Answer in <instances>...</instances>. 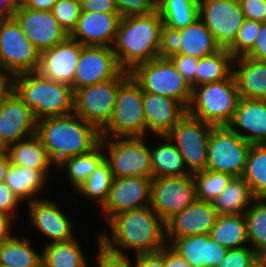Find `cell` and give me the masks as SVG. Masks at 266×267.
Listing matches in <instances>:
<instances>
[{
  "instance_id": "obj_20",
  "label": "cell",
  "mask_w": 266,
  "mask_h": 267,
  "mask_svg": "<svg viewBox=\"0 0 266 267\" xmlns=\"http://www.w3.org/2000/svg\"><path fill=\"white\" fill-rule=\"evenodd\" d=\"M120 19L119 13L82 11L69 37L81 45L112 47Z\"/></svg>"
},
{
  "instance_id": "obj_61",
  "label": "cell",
  "mask_w": 266,
  "mask_h": 267,
  "mask_svg": "<svg viewBox=\"0 0 266 267\" xmlns=\"http://www.w3.org/2000/svg\"><path fill=\"white\" fill-rule=\"evenodd\" d=\"M7 152V148L2 144V142L0 141V154H3Z\"/></svg>"
},
{
  "instance_id": "obj_45",
  "label": "cell",
  "mask_w": 266,
  "mask_h": 267,
  "mask_svg": "<svg viewBox=\"0 0 266 267\" xmlns=\"http://www.w3.org/2000/svg\"><path fill=\"white\" fill-rule=\"evenodd\" d=\"M180 46V29L170 27L163 23L158 57L170 59L175 55H179Z\"/></svg>"
},
{
  "instance_id": "obj_39",
  "label": "cell",
  "mask_w": 266,
  "mask_h": 267,
  "mask_svg": "<svg viewBox=\"0 0 266 267\" xmlns=\"http://www.w3.org/2000/svg\"><path fill=\"white\" fill-rule=\"evenodd\" d=\"M248 243L261 257L266 252V198H256L244 214Z\"/></svg>"
},
{
  "instance_id": "obj_44",
  "label": "cell",
  "mask_w": 266,
  "mask_h": 267,
  "mask_svg": "<svg viewBox=\"0 0 266 267\" xmlns=\"http://www.w3.org/2000/svg\"><path fill=\"white\" fill-rule=\"evenodd\" d=\"M261 257L249 246L228 249L216 267H252Z\"/></svg>"
},
{
  "instance_id": "obj_24",
  "label": "cell",
  "mask_w": 266,
  "mask_h": 267,
  "mask_svg": "<svg viewBox=\"0 0 266 267\" xmlns=\"http://www.w3.org/2000/svg\"><path fill=\"white\" fill-rule=\"evenodd\" d=\"M228 126L250 144H266V100L241 97Z\"/></svg>"
},
{
  "instance_id": "obj_48",
  "label": "cell",
  "mask_w": 266,
  "mask_h": 267,
  "mask_svg": "<svg viewBox=\"0 0 266 267\" xmlns=\"http://www.w3.org/2000/svg\"><path fill=\"white\" fill-rule=\"evenodd\" d=\"M177 68V71L182 74L184 79L195 88V69L197 68L198 58L179 54L170 58Z\"/></svg>"
},
{
  "instance_id": "obj_16",
  "label": "cell",
  "mask_w": 266,
  "mask_h": 267,
  "mask_svg": "<svg viewBox=\"0 0 266 267\" xmlns=\"http://www.w3.org/2000/svg\"><path fill=\"white\" fill-rule=\"evenodd\" d=\"M13 17L26 38L41 52L65 41L69 34L51 11H41L18 5Z\"/></svg>"
},
{
  "instance_id": "obj_49",
  "label": "cell",
  "mask_w": 266,
  "mask_h": 267,
  "mask_svg": "<svg viewBox=\"0 0 266 267\" xmlns=\"http://www.w3.org/2000/svg\"><path fill=\"white\" fill-rule=\"evenodd\" d=\"M245 19L266 22V0H239Z\"/></svg>"
},
{
  "instance_id": "obj_43",
  "label": "cell",
  "mask_w": 266,
  "mask_h": 267,
  "mask_svg": "<svg viewBox=\"0 0 266 267\" xmlns=\"http://www.w3.org/2000/svg\"><path fill=\"white\" fill-rule=\"evenodd\" d=\"M51 12L58 23L70 34L77 25L82 12V4L75 0H57Z\"/></svg>"
},
{
  "instance_id": "obj_60",
  "label": "cell",
  "mask_w": 266,
  "mask_h": 267,
  "mask_svg": "<svg viewBox=\"0 0 266 267\" xmlns=\"http://www.w3.org/2000/svg\"><path fill=\"white\" fill-rule=\"evenodd\" d=\"M252 267H266V263L260 259L256 264H254Z\"/></svg>"
},
{
  "instance_id": "obj_29",
  "label": "cell",
  "mask_w": 266,
  "mask_h": 267,
  "mask_svg": "<svg viewBox=\"0 0 266 267\" xmlns=\"http://www.w3.org/2000/svg\"><path fill=\"white\" fill-rule=\"evenodd\" d=\"M164 142L150 148L152 178L191 175L174 143L166 135H159Z\"/></svg>"
},
{
  "instance_id": "obj_27",
  "label": "cell",
  "mask_w": 266,
  "mask_h": 267,
  "mask_svg": "<svg viewBox=\"0 0 266 267\" xmlns=\"http://www.w3.org/2000/svg\"><path fill=\"white\" fill-rule=\"evenodd\" d=\"M7 153L10 155L11 164L38 170L46 179L50 166L54 165L36 134L11 144Z\"/></svg>"
},
{
  "instance_id": "obj_8",
  "label": "cell",
  "mask_w": 266,
  "mask_h": 267,
  "mask_svg": "<svg viewBox=\"0 0 266 267\" xmlns=\"http://www.w3.org/2000/svg\"><path fill=\"white\" fill-rule=\"evenodd\" d=\"M146 137L100 138V144L108 149L105 160L114 178L145 177L152 179V166ZM108 147V148H107Z\"/></svg>"
},
{
  "instance_id": "obj_66",
  "label": "cell",
  "mask_w": 266,
  "mask_h": 267,
  "mask_svg": "<svg viewBox=\"0 0 266 267\" xmlns=\"http://www.w3.org/2000/svg\"><path fill=\"white\" fill-rule=\"evenodd\" d=\"M5 17L0 13V22L4 19Z\"/></svg>"
},
{
  "instance_id": "obj_36",
  "label": "cell",
  "mask_w": 266,
  "mask_h": 267,
  "mask_svg": "<svg viewBox=\"0 0 266 267\" xmlns=\"http://www.w3.org/2000/svg\"><path fill=\"white\" fill-rule=\"evenodd\" d=\"M103 146L99 143L89 153L70 157L61 162L57 169L67 166V179L75 190L92 174L97 166L105 159Z\"/></svg>"
},
{
  "instance_id": "obj_62",
  "label": "cell",
  "mask_w": 266,
  "mask_h": 267,
  "mask_svg": "<svg viewBox=\"0 0 266 267\" xmlns=\"http://www.w3.org/2000/svg\"><path fill=\"white\" fill-rule=\"evenodd\" d=\"M17 5H22L25 3L26 0H14Z\"/></svg>"
},
{
  "instance_id": "obj_35",
  "label": "cell",
  "mask_w": 266,
  "mask_h": 267,
  "mask_svg": "<svg viewBox=\"0 0 266 267\" xmlns=\"http://www.w3.org/2000/svg\"><path fill=\"white\" fill-rule=\"evenodd\" d=\"M233 59L227 49L199 58L195 69V87L227 79L233 73Z\"/></svg>"
},
{
  "instance_id": "obj_22",
  "label": "cell",
  "mask_w": 266,
  "mask_h": 267,
  "mask_svg": "<svg viewBox=\"0 0 266 267\" xmlns=\"http://www.w3.org/2000/svg\"><path fill=\"white\" fill-rule=\"evenodd\" d=\"M30 223L50 242H61L74 239L73 222L61 211V208L50 199H34L28 203Z\"/></svg>"
},
{
  "instance_id": "obj_56",
  "label": "cell",
  "mask_w": 266,
  "mask_h": 267,
  "mask_svg": "<svg viewBox=\"0 0 266 267\" xmlns=\"http://www.w3.org/2000/svg\"><path fill=\"white\" fill-rule=\"evenodd\" d=\"M12 216L6 215L0 212V243L12 238L11 235V223H12Z\"/></svg>"
},
{
  "instance_id": "obj_55",
  "label": "cell",
  "mask_w": 266,
  "mask_h": 267,
  "mask_svg": "<svg viewBox=\"0 0 266 267\" xmlns=\"http://www.w3.org/2000/svg\"><path fill=\"white\" fill-rule=\"evenodd\" d=\"M14 91V75L0 67V103Z\"/></svg>"
},
{
  "instance_id": "obj_18",
  "label": "cell",
  "mask_w": 266,
  "mask_h": 267,
  "mask_svg": "<svg viewBox=\"0 0 266 267\" xmlns=\"http://www.w3.org/2000/svg\"><path fill=\"white\" fill-rule=\"evenodd\" d=\"M36 126L33 111L14 91L0 103V141L6 148L36 134Z\"/></svg>"
},
{
  "instance_id": "obj_32",
  "label": "cell",
  "mask_w": 266,
  "mask_h": 267,
  "mask_svg": "<svg viewBox=\"0 0 266 267\" xmlns=\"http://www.w3.org/2000/svg\"><path fill=\"white\" fill-rule=\"evenodd\" d=\"M41 252L43 267H90L79 242L68 241L47 243Z\"/></svg>"
},
{
  "instance_id": "obj_12",
  "label": "cell",
  "mask_w": 266,
  "mask_h": 267,
  "mask_svg": "<svg viewBox=\"0 0 266 267\" xmlns=\"http://www.w3.org/2000/svg\"><path fill=\"white\" fill-rule=\"evenodd\" d=\"M213 127L187 112L166 135L177 147L191 174L206 170L208 141Z\"/></svg>"
},
{
  "instance_id": "obj_38",
  "label": "cell",
  "mask_w": 266,
  "mask_h": 267,
  "mask_svg": "<svg viewBox=\"0 0 266 267\" xmlns=\"http://www.w3.org/2000/svg\"><path fill=\"white\" fill-rule=\"evenodd\" d=\"M242 177L256 198H266V144H252Z\"/></svg>"
},
{
  "instance_id": "obj_65",
  "label": "cell",
  "mask_w": 266,
  "mask_h": 267,
  "mask_svg": "<svg viewBox=\"0 0 266 267\" xmlns=\"http://www.w3.org/2000/svg\"><path fill=\"white\" fill-rule=\"evenodd\" d=\"M75 1L82 4L85 0H75Z\"/></svg>"
},
{
  "instance_id": "obj_11",
  "label": "cell",
  "mask_w": 266,
  "mask_h": 267,
  "mask_svg": "<svg viewBox=\"0 0 266 267\" xmlns=\"http://www.w3.org/2000/svg\"><path fill=\"white\" fill-rule=\"evenodd\" d=\"M40 51L26 38L16 19L5 17L0 22V67L14 76L38 71Z\"/></svg>"
},
{
  "instance_id": "obj_33",
  "label": "cell",
  "mask_w": 266,
  "mask_h": 267,
  "mask_svg": "<svg viewBox=\"0 0 266 267\" xmlns=\"http://www.w3.org/2000/svg\"><path fill=\"white\" fill-rule=\"evenodd\" d=\"M209 235L227 249L247 245V225L244 214L218 215Z\"/></svg>"
},
{
  "instance_id": "obj_31",
  "label": "cell",
  "mask_w": 266,
  "mask_h": 267,
  "mask_svg": "<svg viewBox=\"0 0 266 267\" xmlns=\"http://www.w3.org/2000/svg\"><path fill=\"white\" fill-rule=\"evenodd\" d=\"M47 180L38 170L11 164L4 183L21 202L37 199Z\"/></svg>"
},
{
  "instance_id": "obj_2",
  "label": "cell",
  "mask_w": 266,
  "mask_h": 267,
  "mask_svg": "<svg viewBox=\"0 0 266 267\" xmlns=\"http://www.w3.org/2000/svg\"><path fill=\"white\" fill-rule=\"evenodd\" d=\"M36 135L54 167L70 157L89 153L100 142V132L75 113L37 121Z\"/></svg>"
},
{
  "instance_id": "obj_42",
  "label": "cell",
  "mask_w": 266,
  "mask_h": 267,
  "mask_svg": "<svg viewBox=\"0 0 266 267\" xmlns=\"http://www.w3.org/2000/svg\"><path fill=\"white\" fill-rule=\"evenodd\" d=\"M261 22L245 19L234 43L227 49L232 56H244L254 45L258 37Z\"/></svg>"
},
{
  "instance_id": "obj_6",
  "label": "cell",
  "mask_w": 266,
  "mask_h": 267,
  "mask_svg": "<svg viewBox=\"0 0 266 267\" xmlns=\"http://www.w3.org/2000/svg\"><path fill=\"white\" fill-rule=\"evenodd\" d=\"M143 91L130 75L118 88L115 106L101 138L146 137Z\"/></svg>"
},
{
  "instance_id": "obj_34",
  "label": "cell",
  "mask_w": 266,
  "mask_h": 267,
  "mask_svg": "<svg viewBox=\"0 0 266 267\" xmlns=\"http://www.w3.org/2000/svg\"><path fill=\"white\" fill-rule=\"evenodd\" d=\"M29 241L14 236L0 243V267H43L40 252L36 253Z\"/></svg>"
},
{
  "instance_id": "obj_59",
  "label": "cell",
  "mask_w": 266,
  "mask_h": 267,
  "mask_svg": "<svg viewBox=\"0 0 266 267\" xmlns=\"http://www.w3.org/2000/svg\"><path fill=\"white\" fill-rule=\"evenodd\" d=\"M10 165V155L7 152L0 154V183H4Z\"/></svg>"
},
{
  "instance_id": "obj_54",
  "label": "cell",
  "mask_w": 266,
  "mask_h": 267,
  "mask_svg": "<svg viewBox=\"0 0 266 267\" xmlns=\"http://www.w3.org/2000/svg\"><path fill=\"white\" fill-rule=\"evenodd\" d=\"M164 266L165 267H192V265L170 244L164 245Z\"/></svg>"
},
{
  "instance_id": "obj_64",
  "label": "cell",
  "mask_w": 266,
  "mask_h": 267,
  "mask_svg": "<svg viewBox=\"0 0 266 267\" xmlns=\"http://www.w3.org/2000/svg\"><path fill=\"white\" fill-rule=\"evenodd\" d=\"M196 1H197V3H202V2H206L208 0H196Z\"/></svg>"
},
{
  "instance_id": "obj_53",
  "label": "cell",
  "mask_w": 266,
  "mask_h": 267,
  "mask_svg": "<svg viewBox=\"0 0 266 267\" xmlns=\"http://www.w3.org/2000/svg\"><path fill=\"white\" fill-rule=\"evenodd\" d=\"M82 11L118 13L114 0H85L82 3Z\"/></svg>"
},
{
  "instance_id": "obj_46",
  "label": "cell",
  "mask_w": 266,
  "mask_h": 267,
  "mask_svg": "<svg viewBox=\"0 0 266 267\" xmlns=\"http://www.w3.org/2000/svg\"><path fill=\"white\" fill-rule=\"evenodd\" d=\"M121 17L148 15L156 10L157 0H114Z\"/></svg>"
},
{
  "instance_id": "obj_57",
  "label": "cell",
  "mask_w": 266,
  "mask_h": 267,
  "mask_svg": "<svg viewBox=\"0 0 266 267\" xmlns=\"http://www.w3.org/2000/svg\"><path fill=\"white\" fill-rule=\"evenodd\" d=\"M57 0H26L23 4L26 8L41 11H51Z\"/></svg>"
},
{
  "instance_id": "obj_14",
  "label": "cell",
  "mask_w": 266,
  "mask_h": 267,
  "mask_svg": "<svg viewBox=\"0 0 266 267\" xmlns=\"http://www.w3.org/2000/svg\"><path fill=\"white\" fill-rule=\"evenodd\" d=\"M198 15L221 49L235 41L245 17L239 0H208L198 3Z\"/></svg>"
},
{
  "instance_id": "obj_40",
  "label": "cell",
  "mask_w": 266,
  "mask_h": 267,
  "mask_svg": "<svg viewBox=\"0 0 266 267\" xmlns=\"http://www.w3.org/2000/svg\"><path fill=\"white\" fill-rule=\"evenodd\" d=\"M113 179L110 165L104 159L75 191H78L81 197L97 201L102 207L108 198Z\"/></svg>"
},
{
  "instance_id": "obj_10",
  "label": "cell",
  "mask_w": 266,
  "mask_h": 267,
  "mask_svg": "<svg viewBox=\"0 0 266 267\" xmlns=\"http://www.w3.org/2000/svg\"><path fill=\"white\" fill-rule=\"evenodd\" d=\"M251 146L229 126H214L208 141L206 170L241 177Z\"/></svg>"
},
{
  "instance_id": "obj_5",
  "label": "cell",
  "mask_w": 266,
  "mask_h": 267,
  "mask_svg": "<svg viewBox=\"0 0 266 267\" xmlns=\"http://www.w3.org/2000/svg\"><path fill=\"white\" fill-rule=\"evenodd\" d=\"M240 98L232 73L227 79L193 88L187 112L213 126H228Z\"/></svg>"
},
{
  "instance_id": "obj_21",
  "label": "cell",
  "mask_w": 266,
  "mask_h": 267,
  "mask_svg": "<svg viewBox=\"0 0 266 267\" xmlns=\"http://www.w3.org/2000/svg\"><path fill=\"white\" fill-rule=\"evenodd\" d=\"M82 45L68 37L58 45L41 52L38 71L48 79L71 85Z\"/></svg>"
},
{
  "instance_id": "obj_28",
  "label": "cell",
  "mask_w": 266,
  "mask_h": 267,
  "mask_svg": "<svg viewBox=\"0 0 266 267\" xmlns=\"http://www.w3.org/2000/svg\"><path fill=\"white\" fill-rule=\"evenodd\" d=\"M180 54L203 58L215 54L221 47L204 22L197 18L192 24L180 29Z\"/></svg>"
},
{
  "instance_id": "obj_37",
  "label": "cell",
  "mask_w": 266,
  "mask_h": 267,
  "mask_svg": "<svg viewBox=\"0 0 266 267\" xmlns=\"http://www.w3.org/2000/svg\"><path fill=\"white\" fill-rule=\"evenodd\" d=\"M156 10L164 24L177 29L184 28L199 18L196 0H157Z\"/></svg>"
},
{
  "instance_id": "obj_41",
  "label": "cell",
  "mask_w": 266,
  "mask_h": 267,
  "mask_svg": "<svg viewBox=\"0 0 266 267\" xmlns=\"http://www.w3.org/2000/svg\"><path fill=\"white\" fill-rule=\"evenodd\" d=\"M198 200L213 202L217 196L227 187L232 175L228 173L204 170L193 173Z\"/></svg>"
},
{
  "instance_id": "obj_63",
  "label": "cell",
  "mask_w": 266,
  "mask_h": 267,
  "mask_svg": "<svg viewBox=\"0 0 266 267\" xmlns=\"http://www.w3.org/2000/svg\"><path fill=\"white\" fill-rule=\"evenodd\" d=\"M261 259L266 263V252L261 256Z\"/></svg>"
},
{
  "instance_id": "obj_25",
  "label": "cell",
  "mask_w": 266,
  "mask_h": 267,
  "mask_svg": "<svg viewBox=\"0 0 266 267\" xmlns=\"http://www.w3.org/2000/svg\"><path fill=\"white\" fill-rule=\"evenodd\" d=\"M192 267H216L225 257L228 249L223 247L209 234L186 236L182 238H166Z\"/></svg>"
},
{
  "instance_id": "obj_3",
  "label": "cell",
  "mask_w": 266,
  "mask_h": 267,
  "mask_svg": "<svg viewBox=\"0 0 266 267\" xmlns=\"http://www.w3.org/2000/svg\"><path fill=\"white\" fill-rule=\"evenodd\" d=\"M162 18L157 10L148 15L121 17L112 46L123 71L158 57Z\"/></svg>"
},
{
  "instance_id": "obj_1",
  "label": "cell",
  "mask_w": 266,
  "mask_h": 267,
  "mask_svg": "<svg viewBox=\"0 0 266 267\" xmlns=\"http://www.w3.org/2000/svg\"><path fill=\"white\" fill-rule=\"evenodd\" d=\"M107 223L111 237L100 233V241L114 252L156 253L167 243L166 223L150 206L121 212Z\"/></svg>"
},
{
  "instance_id": "obj_7",
  "label": "cell",
  "mask_w": 266,
  "mask_h": 267,
  "mask_svg": "<svg viewBox=\"0 0 266 267\" xmlns=\"http://www.w3.org/2000/svg\"><path fill=\"white\" fill-rule=\"evenodd\" d=\"M143 92L160 94L179 101L186 109L192 99V87L177 71L171 59L156 57L129 72Z\"/></svg>"
},
{
  "instance_id": "obj_30",
  "label": "cell",
  "mask_w": 266,
  "mask_h": 267,
  "mask_svg": "<svg viewBox=\"0 0 266 267\" xmlns=\"http://www.w3.org/2000/svg\"><path fill=\"white\" fill-rule=\"evenodd\" d=\"M255 199L250 186L241 176L233 177L212 204L219 215L245 214Z\"/></svg>"
},
{
  "instance_id": "obj_4",
  "label": "cell",
  "mask_w": 266,
  "mask_h": 267,
  "mask_svg": "<svg viewBox=\"0 0 266 267\" xmlns=\"http://www.w3.org/2000/svg\"><path fill=\"white\" fill-rule=\"evenodd\" d=\"M14 92L33 111L37 121L73 113L71 85L48 79L39 71L15 75Z\"/></svg>"
},
{
  "instance_id": "obj_13",
  "label": "cell",
  "mask_w": 266,
  "mask_h": 267,
  "mask_svg": "<svg viewBox=\"0 0 266 267\" xmlns=\"http://www.w3.org/2000/svg\"><path fill=\"white\" fill-rule=\"evenodd\" d=\"M196 199L192 174L152 178L150 207L165 223Z\"/></svg>"
},
{
  "instance_id": "obj_51",
  "label": "cell",
  "mask_w": 266,
  "mask_h": 267,
  "mask_svg": "<svg viewBox=\"0 0 266 267\" xmlns=\"http://www.w3.org/2000/svg\"><path fill=\"white\" fill-rule=\"evenodd\" d=\"M244 56L257 61H266V22L261 24L253 47Z\"/></svg>"
},
{
  "instance_id": "obj_26",
  "label": "cell",
  "mask_w": 266,
  "mask_h": 267,
  "mask_svg": "<svg viewBox=\"0 0 266 267\" xmlns=\"http://www.w3.org/2000/svg\"><path fill=\"white\" fill-rule=\"evenodd\" d=\"M233 75L240 97L266 100V61L235 57Z\"/></svg>"
},
{
  "instance_id": "obj_58",
  "label": "cell",
  "mask_w": 266,
  "mask_h": 267,
  "mask_svg": "<svg viewBox=\"0 0 266 267\" xmlns=\"http://www.w3.org/2000/svg\"><path fill=\"white\" fill-rule=\"evenodd\" d=\"M17 7L14 0H0V13L4 17H12Z\"/></svg>"
},
{
  "instance_id": "obj_19",
  "label": "cell",
  "mask_w": 266,
  "mask_h": 267,
  "mask_svg": "<svg viewBox=\"0 0 266 267\" xmlns=\"http://www.w3.org/2000/svg\"><path fill=\"white\" fill-rule=\"evenodd\" d=\"M218 215L212 202L196 199L166 222V238L209 234Z\"/></svg>"
},
{
  "instance_id": "obj_23",
  "label": "cell",
  "mask_w": 266,
  "mask_h": 267,
  "mask_svg": "<svg viewBox=\"0 0 266 267\" xmlns=\"http://www.w3.org/2000/svg\"><path fill=\"white\" fill-rule=\"evenodd\" d=\"M144 118L147 133L167 135L187 113L177 100L160 94L143 92Z\"/></svg>"
},
{
  "instance_id": "obj_47",
  "label": "cell",
  "mask_w": 266,
  "mask_h": 267,
  "mask_svg": "<svg viewBox=\"0 0 266 267\" xmlns=\"http://www.w3.org/2000/svg\"><path fill=\"white\" fill-rule=\"evenodd\" d=\"M98 237V252L96 263L97 267H133L132 261H129V257L126 254L114 252L107 248L100 241V234Z\"/></svg>"
},
{
  "instance_id": "obj_52",
  "label": "cell",
  "mask_w": 266,
  "mask_h": 267,
  "mask_svg": "<svg viewBox=\"0 0 266 267\" xmlns=\"http://www.w3.org/2000/svg\"><path fill=\"white\" fill-rule=\"evenodd\" d=\"M134 267H165L164 266V246L156 253H146L135 255Z\"/></svg>"
},
{
  "instance_id": "obj_17",
  "label": "cell",
  "mask_w": 266,
  "mask_h": 267,
  "mask_svg": "<svg viewBox=\"0 0 266 267\" xmlns=\"http://www.w3.org/2000/svg\"><path fill=\"white\" fill-rule=\"evenodd\" d=\"M151 184L152 179L145 177L114 178L108 198L101 207L105 221L121 212L150 206Z\"/></svg>"
},
{
  "instance_id": "obj_15",
  "label": "cell",
  "mask_w": 266,
  "mask_h": 267,
  "mask_svg": "<svg viewBox=\"0 0 266 267\" xmlns=\"http://www.w3.org/2000/svg\"><path fill=\"white\" fill-rule=\"evenodd\" d=\"M121 71L112 47L82 45L73 78V92L114 79Z\"/></svg>"
},
{
  "instance_id": "obj_9",
  "label": "cell",
  "mask_w": 266,
  "mask_h": 267,
  "mask_svg": "<svg viewBox=\"0 0 266 267\" xmlns=\"http://www.w3.org/2000/svg\"><path fill=\"white\" fill-rule=\"evenodd\" d=\"M129 76V72L122 70L114 79L75 90L73 113L100 132L112 116L119 86Z\"/></svg>"
},
{
  "instance_id": "obj_50",
  "label": "cell",
  "mask_w": 266,
  "mask_h": 267,
  "mask_svg": "<svg viewBox=\"0 0 266 267\" xmlns=\"http://www.w3.org/2000/svg\"><path fill=\"white\" fill-rule=\"evenodd\" d=\"M19 203L21 201L12 190L5 183H0V212L12 216L15 219L17 215L14 210L17 209Z\"/></svg>"
}]
</instances>
